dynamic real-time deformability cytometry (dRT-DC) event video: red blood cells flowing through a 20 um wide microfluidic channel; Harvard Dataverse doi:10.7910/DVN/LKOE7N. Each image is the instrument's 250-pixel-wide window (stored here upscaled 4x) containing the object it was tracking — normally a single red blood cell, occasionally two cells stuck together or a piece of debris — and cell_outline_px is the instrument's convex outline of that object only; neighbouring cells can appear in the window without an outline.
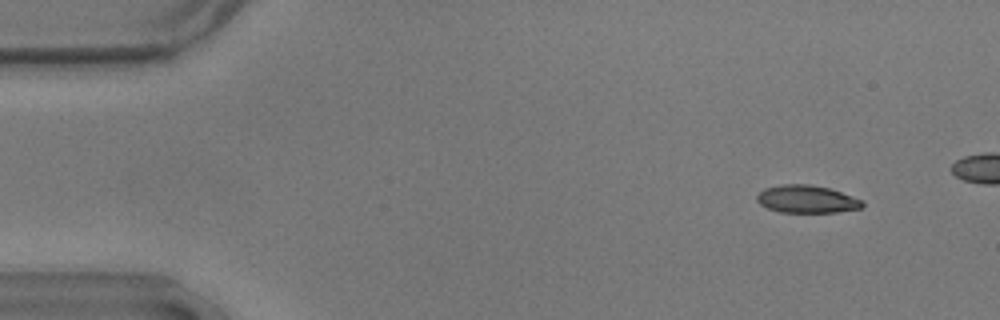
{"species": "common noctule bat (a hibernating species)", "species_latin": "Nyctalus noctula", "temperature_condition": "warm", "stored_images_in_passage": 19, "camera_frame_rate_fps": 3000, "um_per_image_px": 0.085, "animal": {"sex": "male", "body_mass_g": 17.9}, "frame": {"image": 1, "passage_image": 6, "time_ms": 1.667, "image_size_px": [1000, 320], "cell_outline_px": [[864, 204], [860, 208], [836, 212], [780, 212], [768, 208], [760, 204], [756, 200], [756, 196], [764, 188], [784, 184], [808, 184], [828, 188], [864, 200]], "centroid_in_image_um": [68.56, 16.92], "position_along_channel_um": 16.4, "area_um2": 16.88}}